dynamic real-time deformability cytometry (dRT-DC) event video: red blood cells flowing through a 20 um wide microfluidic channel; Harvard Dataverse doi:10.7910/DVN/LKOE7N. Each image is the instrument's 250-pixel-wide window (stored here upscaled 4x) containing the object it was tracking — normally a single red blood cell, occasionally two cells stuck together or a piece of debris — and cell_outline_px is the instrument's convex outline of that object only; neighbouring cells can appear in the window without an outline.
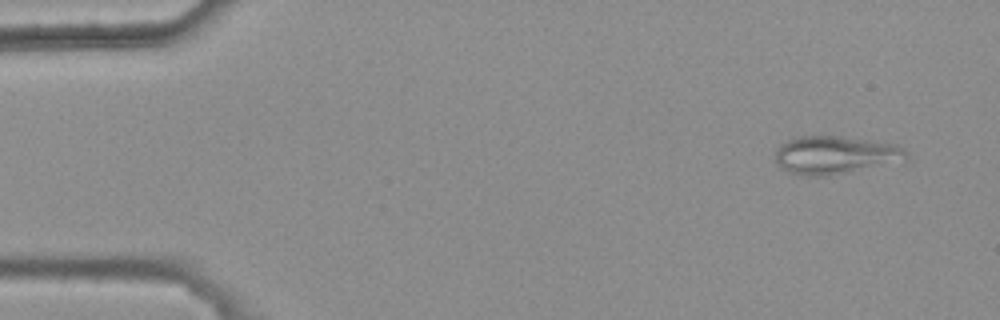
{"species": "common noctule bat (a hibernating species)", "species_latin": "Nyctalus noctula", "temperature_condition": "warm", "stored_images_in_passage": 3, "camera_frame_rate_fps": 3000, "um_per_image_px": 0.085, "animal": {"sex": "female", "body_mass_g": 25.1}, "frame": {"image": 1, "passage_image": 1, "time_ms": 0.0, "image_size_px": [1000, 320], "cell_outline_px": [[912, 160], [904, 164], [824, 176], [808, 176], [788, 172], [780, 168], [776, 164], [776, 152], [780, 144], [796, 136], [840, 136], [872, 140], [896, 144], [904, 148], [912, 156]], "centroid_in_image_um": [71.16, 13.2], "position_along_channel_um": 13.8, "area_um2": 30.29}}